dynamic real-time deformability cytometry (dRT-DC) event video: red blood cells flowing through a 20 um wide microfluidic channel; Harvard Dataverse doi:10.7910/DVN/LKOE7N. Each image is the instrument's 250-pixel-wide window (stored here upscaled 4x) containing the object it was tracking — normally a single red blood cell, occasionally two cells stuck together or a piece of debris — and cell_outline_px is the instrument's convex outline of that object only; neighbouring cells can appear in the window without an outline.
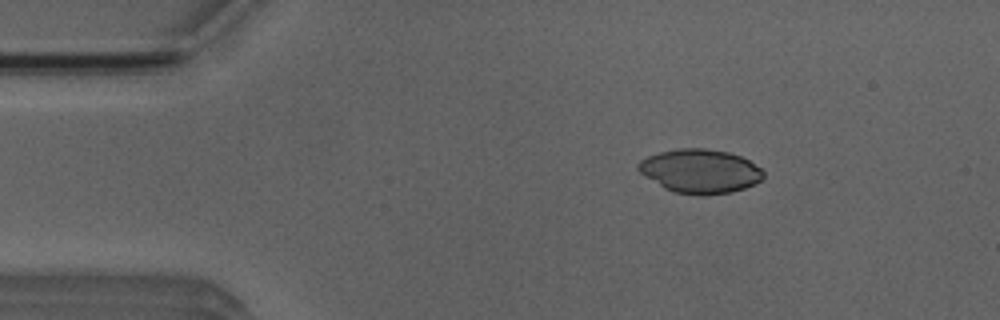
{"species": "Egyptian fruit bat (a non-hibernating species)", "species_latin": "Rousettus aegyptiacus", "temperature_condition": "room temperature", "stored_images_in_passage": 47, "camera_frame_rate_fps": 3000, "um_per_image_px": 0.085, "animal": {"sex": "male"}, "frame": {"image": 1, "passage_image": 7, "time_ms": 2.0, "image_size_px": [1000, 320], "cell_outline_px": [[764, 176], [756, 184], [732, 192], [704, 196], [700, 196], [672, 192], [664, 188], [644, 176], [636, 168], [636, 164], [640, 160], [648, 156], [660, 152], [676, 148], [704, 148], [728, 152], [740, 156], [748, 160], [760, 168], [764, 172]], "centroid_in_image_um": [59.48, 14.56], "position_along_channel_um": 25.5, "area_um2": 32.31}}
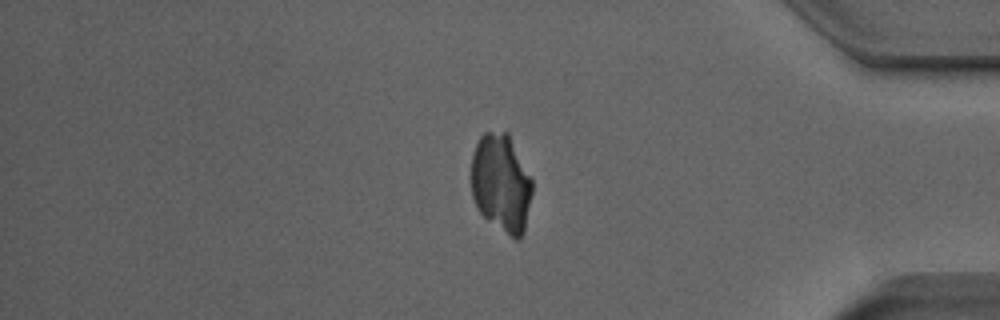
{"frame": {"image": 2, "passage_image": 42, "time_ms": 13.667, "image_size_px": [1000, 320], "cell_outline_px": [[532, 192], [524, 232], [516, 240], [484, 216], [476, 208], [472, 196], [472, 156], [476, 144], [480, 136], [484, 132], [508, 132], [532, 180]], "centroid_in_image_um": [42.59, 15.55], "position_along_channel_um": 392.6, "area_um2": 34.51}}